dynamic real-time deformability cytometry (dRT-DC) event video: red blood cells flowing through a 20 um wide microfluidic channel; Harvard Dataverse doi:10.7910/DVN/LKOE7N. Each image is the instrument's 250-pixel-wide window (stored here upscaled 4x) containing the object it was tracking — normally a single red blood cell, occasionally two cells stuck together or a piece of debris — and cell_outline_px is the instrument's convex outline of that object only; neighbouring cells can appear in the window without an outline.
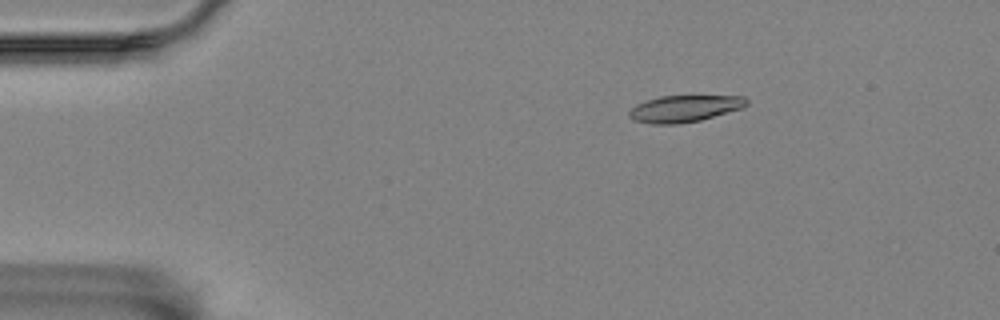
{"species": "Egyptian fruit bat (a non-hibernating species)", "species_latin": "Rousettus aegyptiacus", "temperature_condition": "room temperature", "stored_images_in_passage": 7, "camera_frame_rate_fps": 3000, "um_per_image_px": 0.085, "animal": {"sex": "female"}, "frame": {"image": 1, "passage_image": 3, "time_ms": 2.333, "image_size_px": [1000, 320], "cell_outline_px": [[748, 104], [740, 108], [700, 120], [676, 124], [652, 124], [636, 120], [628, 116], [628, 112], [636, 104], [660, 96], [744, 96], [748, 100]], "centroid_in_image_um": [58.16, 9.22], "position_along_channel_um": 26.8, "area_um2": 17.98}}
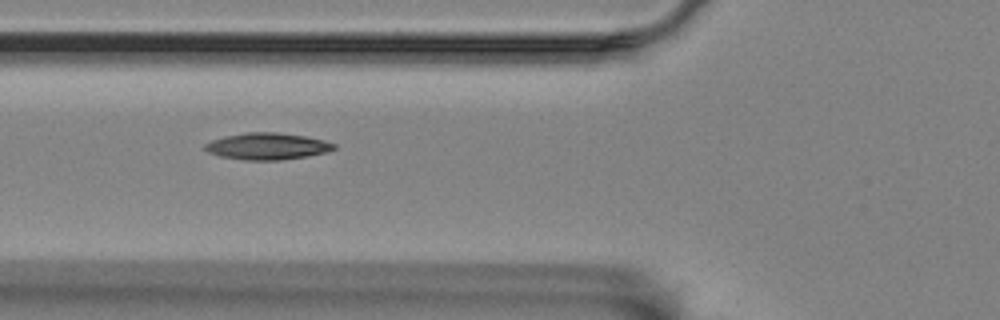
{"frame": {"image": 2, "passage_image": 6, "time_ms": 6.333, "image_size_px": [1000, 320], "cell_outline_px": [[336, 148], [328, 152], [308, 156], [280, 160], [244, 160], [220, 156], [208, 152], [204, 148], [204, 144], [212, 140], [224, 136], [248, 132], [276, 132], [304, 136], [324, 140], [336, 144]], "centroid_in_image_um": [22.73, 12.43], "position_along_channel_um": 103.1, "area_um2": 20.11}}
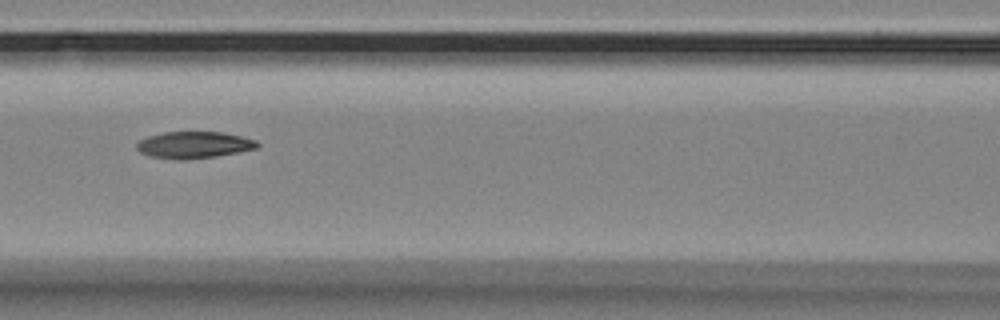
{"frame": {"image": 3, "passage_image": 7, "time_ms": 7.667, "image_size_px": [1000, 320], "cell_outline_px": [[260, 144], [256, 148], [216, 156], [184, 160], [176, 160], [148, 156], [140, 152], [136, 148], [136, 144], [140, 140], [148, 136], [164, 132], [224, 132], [256, 140]], "centroid_in_image_um": [16.44, 12.32], "position_along_channel_um": 150.2, "area_um2": 18.79}}